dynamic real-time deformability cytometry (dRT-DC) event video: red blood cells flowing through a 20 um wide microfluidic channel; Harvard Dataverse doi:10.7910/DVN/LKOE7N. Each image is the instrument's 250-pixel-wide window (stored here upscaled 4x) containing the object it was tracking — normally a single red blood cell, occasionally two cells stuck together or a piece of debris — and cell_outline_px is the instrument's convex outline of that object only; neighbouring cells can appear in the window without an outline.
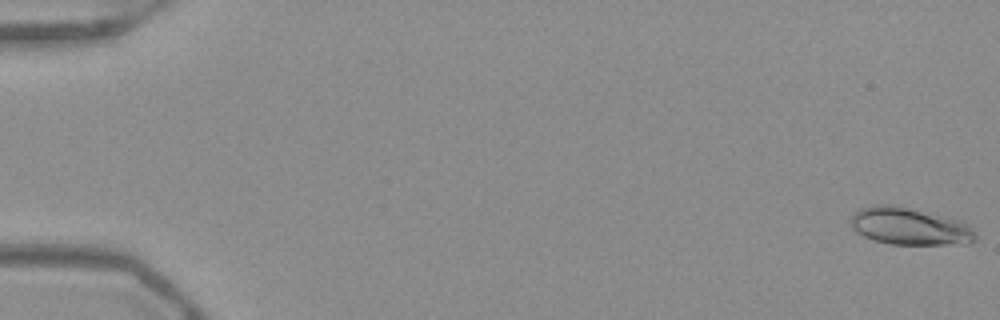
{"species": "Egyptian fruit bat (a non-hibernating species)", "species_latin": "Rousettus aegyptiacus", "temperature_condition": "warm", "stored_images_in_passage": 53, "camera_frame_rate_fps": 3000, "um_per_image_px": 0.085, "frame": {"image": 1, "passage_image": 1, "time_ms": 0.0, "image_size_px": [1000, 320], "cell_outline_px": [[976, 240], [968, 244], [888, 244], [864, 236], [856, 232], [852, 228], [852, 216], [860, 208], [876, 204], [888, 204], [908, 208], [960, 220], [968, 224], [976, 232]], "centroid_in_image_um": [77.35, 19.25], "position_along_channel_um": 7.7, "area_um2": 26.88}}
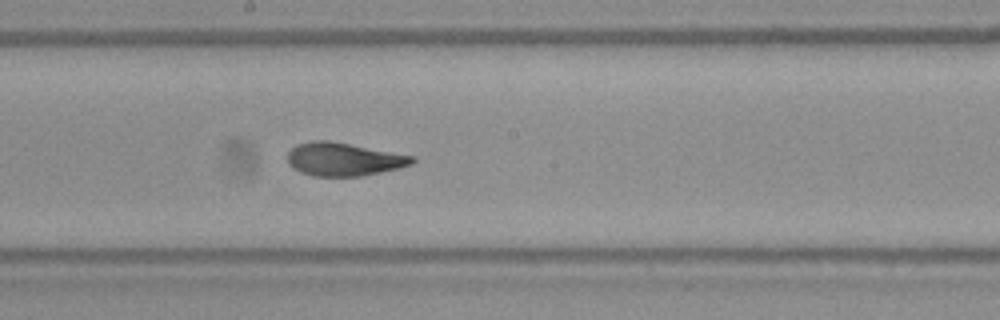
{"frame": {"image": 2, "passage_image": 30, "time_ms": 9.667, "image_size_px": [1000, 320], "cell_outline_px": [[416, 160], [412, 164], [400, 168], [360, 176], [312, 176], [300, 172], [288, 164], [288, 152], [296, 144], [312, 140], [328, 140], [416, 156]], "centroid_in_image_um": [29.22, 13.53], "position_along_channel_um": 219.0, "area_um2": 24.22}}
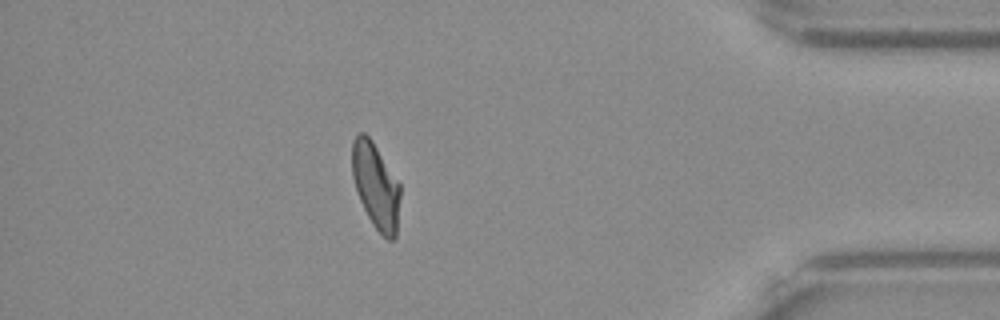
{"frame": {"image": 3, "passage_image": 47, "time_ms": 15.333, "image_size_px": [1000, 320], "cell_outline_px": [[400, 196], [396, 236], [392, 240], [388, 240], [372, 224], [360, 200], [352, 176], [352, 140], [360, 132], [364, 132], [372, 140], [400, 184]], "centroid_in_image_um": [31.94, 15.78], "position_along_channel_um": 403.3, "area_um2": 23.81}, "authors_computed_cell_mechanics": {"area_um2": 24.3916, "velocity_mm_per_s": 3.929, "shape_relaxation_time_tau1_ms": 5.2643, "shape_relaxation_time_tau2_ms": 1.1658, "deformation_change_tau1": 0.1913, "deformation_change_tau2": 0.072}}